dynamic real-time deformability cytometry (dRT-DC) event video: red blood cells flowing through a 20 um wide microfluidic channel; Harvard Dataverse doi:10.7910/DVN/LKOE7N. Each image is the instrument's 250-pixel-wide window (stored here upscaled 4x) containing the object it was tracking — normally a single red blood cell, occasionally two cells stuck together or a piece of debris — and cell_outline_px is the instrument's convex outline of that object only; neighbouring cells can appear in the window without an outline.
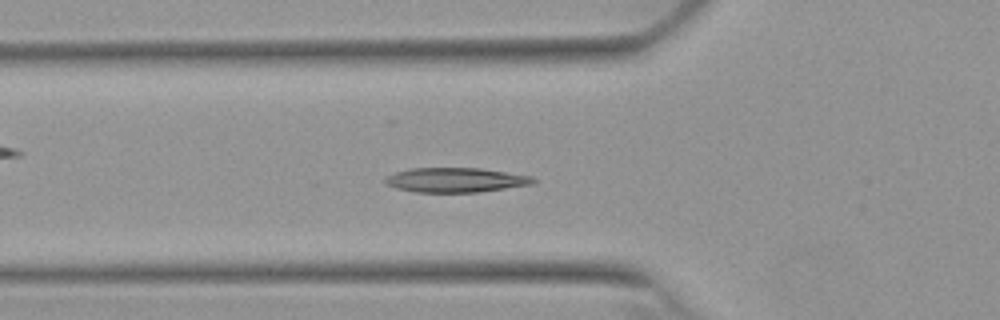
{"species": "Egyptian fruit bat (a non-hibernating species)", "species_latin": "Rousettus aegyptiacus", "temperature_condition": "warm", "stored_images_in_passage": 47, "camera_frame_rate_fps": 3000, "um_per_image_px": 0.085, "animal": {"sex": "female"}, "frame": {"image": 1, "passage_image": 11, "time_ms": 3.333, "image_size_px": [1000, 320], "cell_outline_px": [[536, 184], [480, 192], [416, 192], [396, 188], [384, 184], [384, 180], [388, 176], [396, 172], [412, 168], [480, 168], [532, 176], [536, 180]], "centroid_in_image_um": [38.76, 15.3], "position_along_channel_um": 87.0, "area_um2": 21.27}}
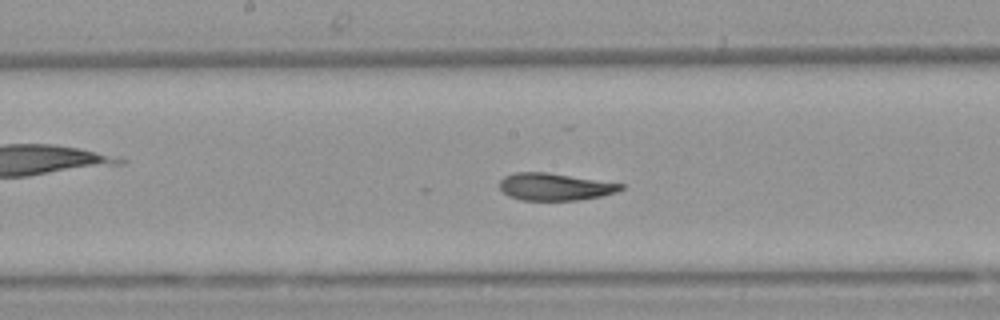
{"frame": {"image": 2, "passage_image": 20, "time_ms": 6.333, "image_size_px": [1000, 320], "cell_outline_px": [[624, 188], [616, 192], [600, 196], [580, 200], [520, 200], [508, 196], [500, 188], [500, 180], [504, 176], [516, 172], [544, 172], [624, 184]], "centroid_in_image_um": [47.14, 15.88], "position_along_channel_um": 201.1, "area_um2": 19.07}}
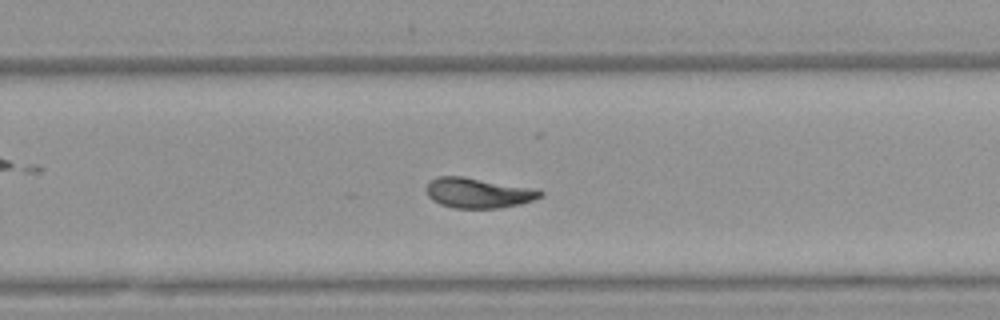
{"frame": {"image": 3, "passage_image": 27, "time_ms": 8.667, "image_size_px": [1000, 320], "cell_outline_px": [[544, 196], [520, 204], [500, 208], [456, 208], [440, 204], [432, 200], [428, 196], [428, 184], [436, 176], [460, 176], [540, 188], [544, 192]], "centroid_in_image_um": [40.74, 16.39], "position_along_channel_um": 289.1, "area_um2": 20.17}, "authors_computed_cell_mechanics": {"area_um2": 20.3456, "velocity_mm_per_s": 3.7896, "shape_relaxation_time_tau1_ms": 5.7775, "shape_relaxation_time_tau2_ms": 3.2425, "deformation_change_tau1": 0.1989, "deformation_change_tau2": 0.0755}}